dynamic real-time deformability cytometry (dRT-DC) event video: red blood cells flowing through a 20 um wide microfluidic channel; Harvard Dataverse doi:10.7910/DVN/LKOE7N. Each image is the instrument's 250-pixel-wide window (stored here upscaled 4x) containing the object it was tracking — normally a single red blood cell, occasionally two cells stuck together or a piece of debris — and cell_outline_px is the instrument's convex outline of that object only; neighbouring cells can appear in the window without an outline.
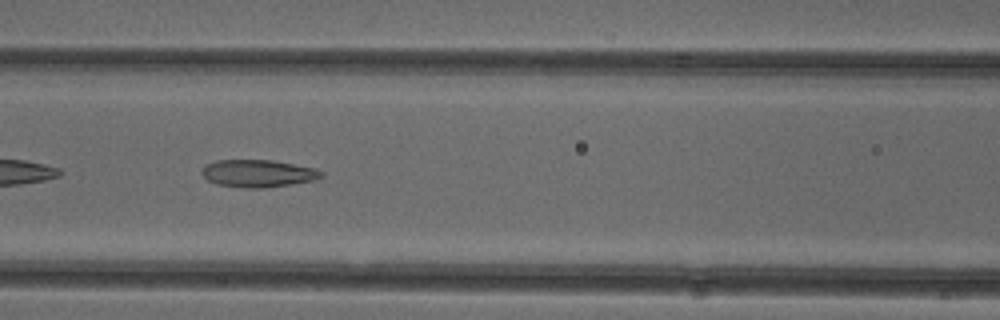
{"species": "common noctule bat (a hibernating species)", "species_latin": "Nyctalus noctula", "temperature_condition": "cold", "stored_images_in_passage": 31, "camera_frame_rate_fps": 3000, "um_per_image_px": 0.085, "animal": {"sex": "female"}, "frame": {"image": 1, "passage_image": 22, "time_ms": 7.0, "image_size_px": [1000, 320], "cell_outline_px": [[324, 176], [316, 180], [292, 184], [264, 188], [244, 188], [216, 184], [208, 180], [200, 172], [208, 164], [216, 160], [272, 160], [316, 168], [324, 172]], "centroid_in_image_um": [21.98, 14.74], "position_along_channel_um": 144.6, "area_um2": 19.19}}